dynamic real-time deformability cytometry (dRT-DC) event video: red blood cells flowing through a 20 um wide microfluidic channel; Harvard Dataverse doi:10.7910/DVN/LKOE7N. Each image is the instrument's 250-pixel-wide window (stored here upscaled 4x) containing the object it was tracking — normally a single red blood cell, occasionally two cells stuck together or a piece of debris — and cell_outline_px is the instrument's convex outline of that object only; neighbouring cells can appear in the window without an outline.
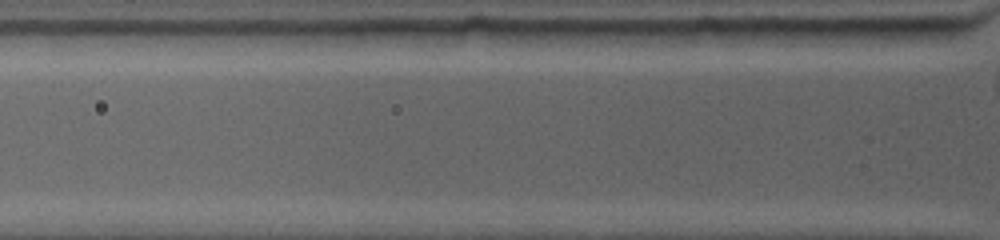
{"species": "common noctule bat (a hibernating species)", "species_latin": "Nyctalus noctula", "temperature_condition": "warm", "stored_images_in_passage": 2, "segment_of_instrument_passage": [2, 2], "camera_frame_rate_fps": 4500, "um_per_image_px": 0.085, "animal": {"sex": "female", "body_mass_g": 19.0, "forearm_length_mm": 53.3}, "frame": {"image": 1, "passage_image": 2, "time_ms": 0.444, "image_size_px": [1000, 240], "cell_outline_px": [[952, 36], [944, 44], [848, 44], [840, 28], [952, 28]], "centroid_in_image_um": [76.25, 3.04], "position_along_channel_um": 49.6, "area_um2": 12.25}}